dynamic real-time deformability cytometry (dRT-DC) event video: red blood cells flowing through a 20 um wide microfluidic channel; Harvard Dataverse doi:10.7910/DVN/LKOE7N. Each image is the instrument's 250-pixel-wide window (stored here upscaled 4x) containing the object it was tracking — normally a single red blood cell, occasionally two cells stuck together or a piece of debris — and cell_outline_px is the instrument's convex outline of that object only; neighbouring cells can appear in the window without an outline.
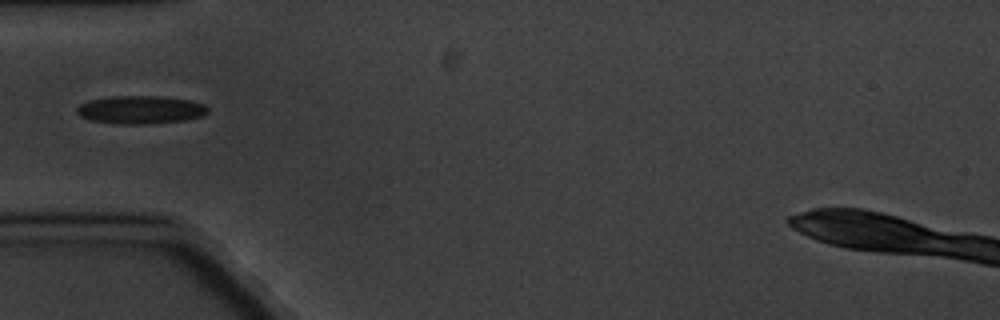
{"species": "common noctule bat (a hibernating species)", "species_latin": "Nyctalus noctula", "temperature_condition": "cold", "stored_images_in_passage": 6, "camera_frame_rate_fps": 3000, "um_per_image_px": 0.085, "animal": {"sex": "male", "body_mass_g": 20.1, "forearm_length_mm": 53.5}, "frame": {"image": 1, "passage_image": 1, "time_ms": 0.0, "image_size_px": [1000, 320], "cell_outline_px": [[208, 112], [204, 116], [184, 120], [148, 124], [116, 124], [88, 120], [80, 116], [76, 112], [76, 108], [80, 104], [88, 100], [112, 96], [160, 96], [188, 100], [204, 104], [208, 108]], "centroid_in_image_um": [11.91, 9.33], "position_along_channel_um": 73.1, "area_um2": 21.62}}
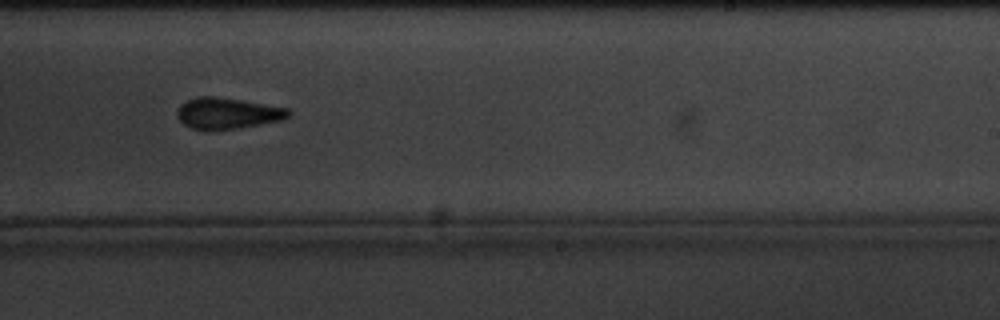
{"frame": {"image": 2, "passage_image": 6, "time_ms": 6.0, "image_size_px": [1000, 320], "cell_outline_px": [[292, 112], [288, 116], [280, 120], [260, 124], [236, 128], [208, 132], [192, 128], [184, 124], [176, 116], [176, 112], [180, 104], [184, 100], [196, 96], [216, 96], [288, 108]], "centroid_in_image_um": [19.25, 9.63], "position_along_channel_um": 269.7, "area_um2": 20.46}}